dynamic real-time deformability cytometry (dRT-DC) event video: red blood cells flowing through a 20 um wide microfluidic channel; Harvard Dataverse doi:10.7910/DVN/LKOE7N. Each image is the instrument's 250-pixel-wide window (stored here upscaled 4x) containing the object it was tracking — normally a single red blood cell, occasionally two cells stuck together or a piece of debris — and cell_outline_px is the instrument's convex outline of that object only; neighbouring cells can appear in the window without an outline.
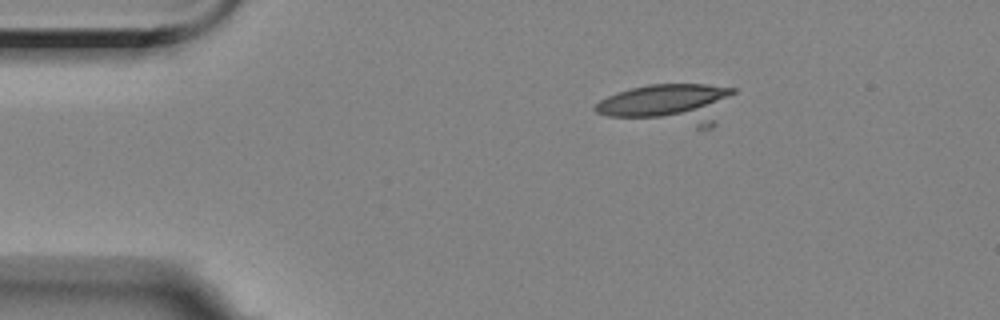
{"species": "Egyptian fruit bat (a non-hibernating species)", "species_latin": "Rousettus aegyptiacus", "temperature_condition": "room temperature", "stored_images_in_passage": 4, "camera_frame_rate_fps": 3000, "um_per_image_px": 0.085, "animal": {"sex": "female"}, "frame": {"image": 1, "passage_image": 2, "time_ms": 1.333, "image_size_px": [1000, 320], "cell_outline_px": [[736, 92], [716, 124], [712, 128], [696, 128], [608, 116], [596, 112], [592, 108], [600, 100], [616, 92], [648, 84], [708, 84], [736, 88]], "centroid_in_image_um": [56.93, 8.85], "position_along_channel_um": 28.1, "area_um2": 33.41}}